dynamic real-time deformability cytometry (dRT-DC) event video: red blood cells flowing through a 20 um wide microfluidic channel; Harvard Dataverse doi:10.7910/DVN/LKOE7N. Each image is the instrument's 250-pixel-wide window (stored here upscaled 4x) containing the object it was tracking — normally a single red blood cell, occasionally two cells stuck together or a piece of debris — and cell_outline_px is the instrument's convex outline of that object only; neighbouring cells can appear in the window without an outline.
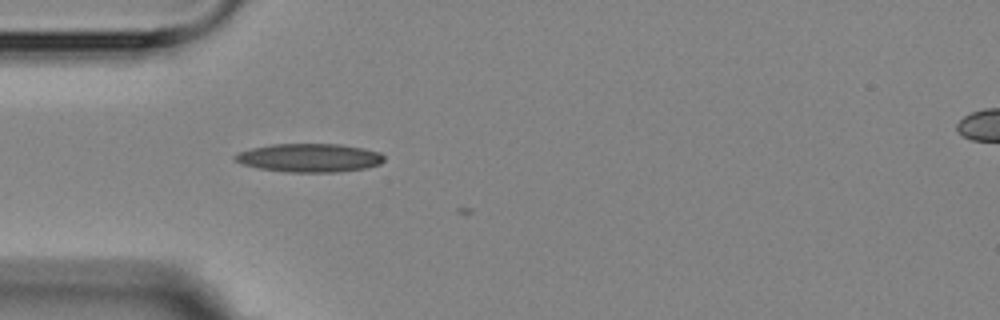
{"species": "Egyptian fruit bat (a non-hibernating species)", "species_latin": "Rousettus aegyptiacus", "temperature_condition": "room temperature", "stored_images_in_passage": 1, "camera_frame_rate_fps": 3000, "um_per_image_px": 0.085, "animal": {"sex": "female"}, "frame": {"image": 1, "passage_image": 1, "time_ms": 0.0, "image_size_px": [1000, 320], "cell_outline_px": [[384, 160], [380, 164], [364, 168], [340, 172], [284, 172], [260, 168], [244, 164], [232, 160], [232, 156], [240, 152], [252, 148], [272, 144], [340, 144], [364, 148], [380, 152], [384, 156]], "centroid_in_image_um": [26.31, 13.41], "position_along_channel_um": 58.7, "area_um2": 24.8}}